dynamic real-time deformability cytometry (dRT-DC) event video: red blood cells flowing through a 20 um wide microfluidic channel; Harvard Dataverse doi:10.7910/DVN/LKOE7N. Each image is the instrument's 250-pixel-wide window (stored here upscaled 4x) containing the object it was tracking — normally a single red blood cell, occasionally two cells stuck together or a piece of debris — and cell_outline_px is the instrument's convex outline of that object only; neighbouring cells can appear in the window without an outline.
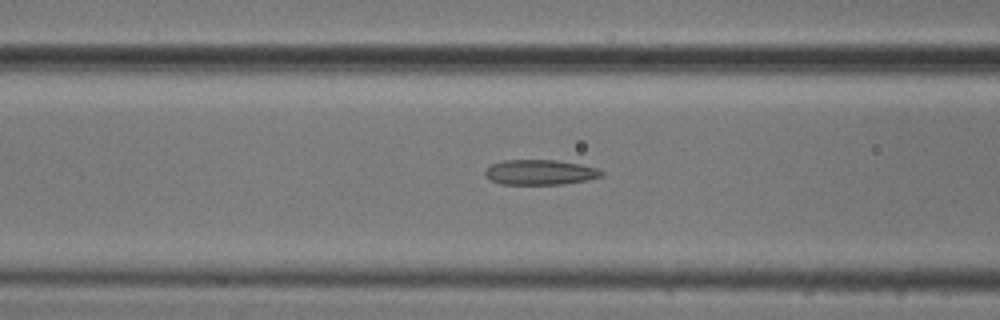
{"species": "common noctule bat (a hibernating species)", "species_latin": "Nyctalus noctula", "temperature_condition": "cold", "stored_images_in_passage": 37, "camera_frame_rate_fps": 3000, "um_per_image_px": 0.085, "animal": {"sex": "male", "body_mass_g": 20.5, "forearm_length_mm": 52.5}, "frame": {"image": 1, "passage_image": 5, "time_ms": 1.333, "image_size_px": [1000, 320], "cell_outline_px": [[604, 176], [588, 180], [564, 184], [500, 184], [484, 176], [484, 172], [492, 164], [504, 160], [556, 160], [580, 164], [596, 168], [604, 172]], "centroid_in_image_um": [45.93, 14.65], "position_along_channel_um": 120.7, "area_um2": 17.05}}
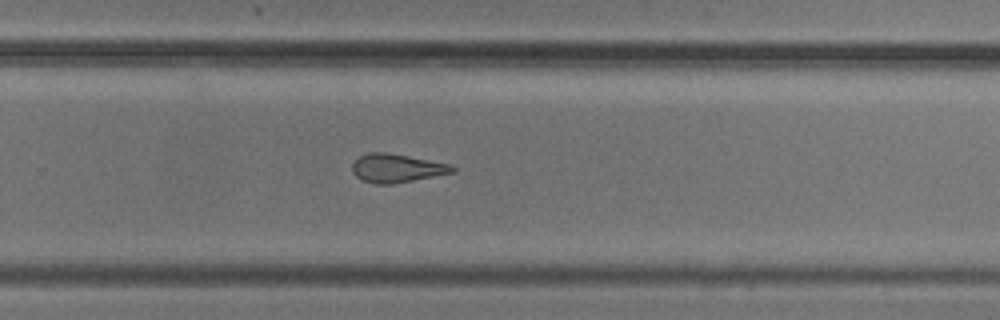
{"frame": {"image": 2, "passage_image": 19, "time_ms": 6.0, "image_size_px": [1000, 320], "cell_outline_px": [[456, 172], [392, 184], [376, 184], [364, 180], [356, 176], [352, 172], [352, 164], [360, 156], [368, 152], [388, 152], [448, 164], [456, 168]], "centroid_in_image_um": [33.7, 14.29], "position_along_channel_um": 296.1, "area_um2": 16.47}}
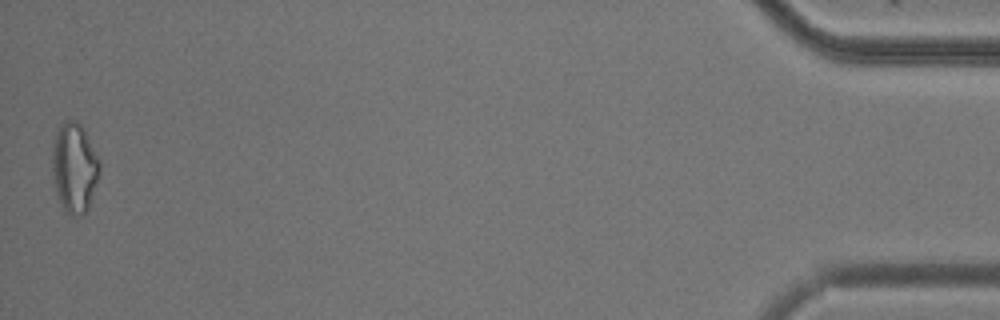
{"frame": {"image": 3, "passage_image": 37, "time_ms": 12.0, "image_size_px": [1000, 320], "cell_outline_px": [[100, 172], [88, 208], [84, 216], [72, 216], [64, 212], [56, 192], [52, 168], [52, 140], [56, 132], [64, 120], [76, 120], [80, 124], [100, 160]], "centroid_in_image_um": [6.31, 14.28], "position_along_channel_um": 428.9, "area_um2": 24.91}, "authors_computed_cell_mechanics": {"area_um2": 17.2822, "velocity_mm_per_s": 3.76, "shape_relaxation_time_tau1_ms": null, "shape_relaxation_time_tau2_ms": 3.459, "deformation_change_tau1": null, "deformation_change_tau2": 0.1168}}